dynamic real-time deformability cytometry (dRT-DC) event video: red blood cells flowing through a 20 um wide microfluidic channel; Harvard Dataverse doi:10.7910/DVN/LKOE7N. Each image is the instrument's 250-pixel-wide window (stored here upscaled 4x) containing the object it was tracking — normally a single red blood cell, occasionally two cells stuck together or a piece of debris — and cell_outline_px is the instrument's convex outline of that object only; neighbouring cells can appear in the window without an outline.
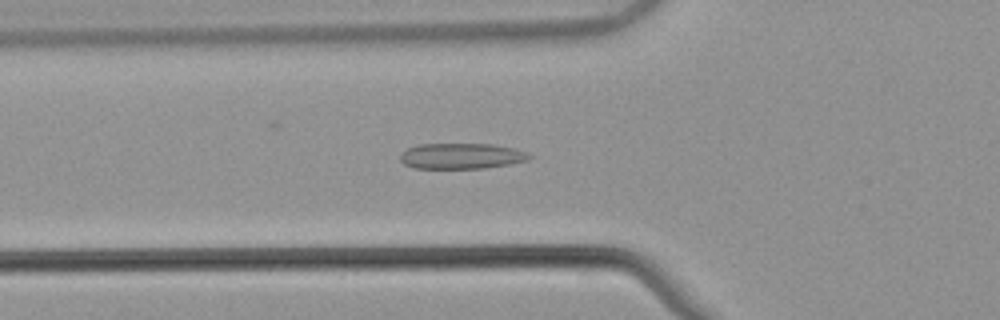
{"species": "common noctule bat (a hibernating species)", "species_latin": "Nyctalus noctula", "temperature_condition": "warm", "stored_images_in_passage": 55, "camera_frame_rate_fps": 3000, "um_per_image_px": 0.085, "animal": {"sex": "male", "body_mass_g": 21.5, "forearm_length_mm": 52.0}, "frame": {"image": 1, "passage_image": 20, "time_ms": 6.333, "image_size_px": [1000, 320], "cell_outline_px": [[532, 156], [528, 160], [508, 164], [484, 168], [412, 168], [404, 164], [400, 160], [400, 156], [408, 148], [420, 144], [492, 144], [512, 148], [528, 152]], "centroid_in_image_um": [39.22, 13.26], "position_along_channel_um": 86.6, "area_um2": 19.19}}
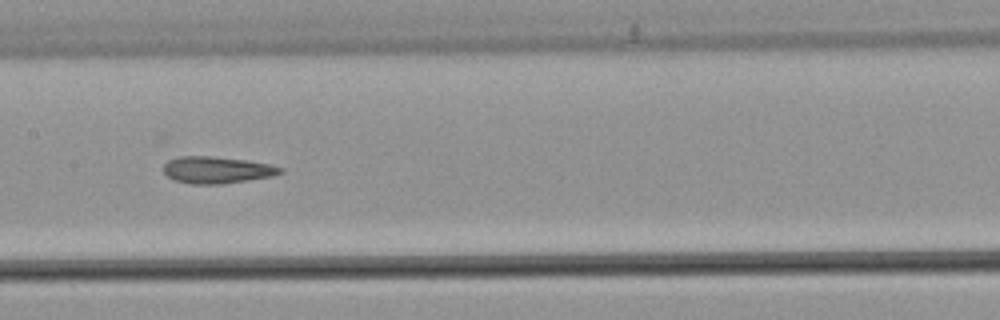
{"frame": {"image": 2, "passage_image": 28, "time_ms": 9.0, "image_size_px": [1000, 320], "cell_outline_px": [[284, 172], [272, 176], [224, 184], [192, 184], [176, 180], [168, 176], [164, 172], [164, 164], [168, 160], [176, 156], [208, 156], [244, 160], [268, 164], [284, 168]], "centroid_in_image_um": [18.43, 14.44], "position_along_channel_um": 189.0, "area_um2": 18.15}}
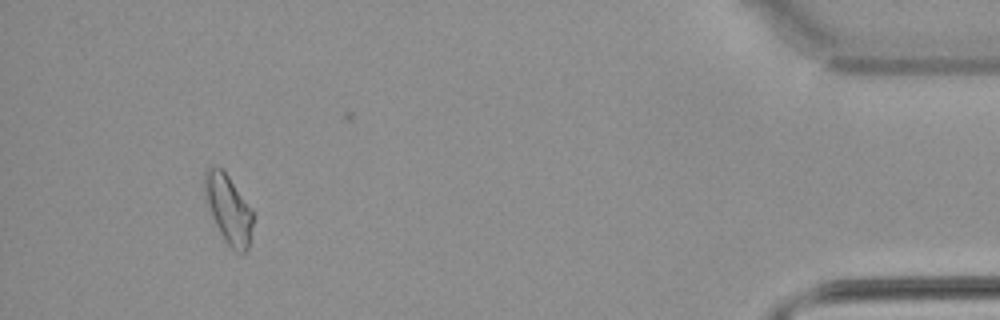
{"frame": {"image": 3, "passage_image": 51, "time_ms": 16.667, "image_size_px": [1000, 320], "cell_outline_px": [[252, 224], [248, 248], [244, 252], [232, 248], [228, 244], [220, 232], [216, 224], [204, 192], [204, 172], [208, 168], [220, 168], [228, 176], [252, 208]], "centroid_in_image_um": [19.43, 17.74], "position_along_channel_um": 415.8, "area_um2": 18.5}, "authors_computed_cell_mechanics": {"area_um2": 18.6694, "velocity_mm_per_s": 3.82, "shape_relaxation_time_tau1_ms": null, "shape_relaxation_time_tau2_ms": 3.9218, "deformation_change_tau1": null, "deformation_change_tau2": 0.1163}}